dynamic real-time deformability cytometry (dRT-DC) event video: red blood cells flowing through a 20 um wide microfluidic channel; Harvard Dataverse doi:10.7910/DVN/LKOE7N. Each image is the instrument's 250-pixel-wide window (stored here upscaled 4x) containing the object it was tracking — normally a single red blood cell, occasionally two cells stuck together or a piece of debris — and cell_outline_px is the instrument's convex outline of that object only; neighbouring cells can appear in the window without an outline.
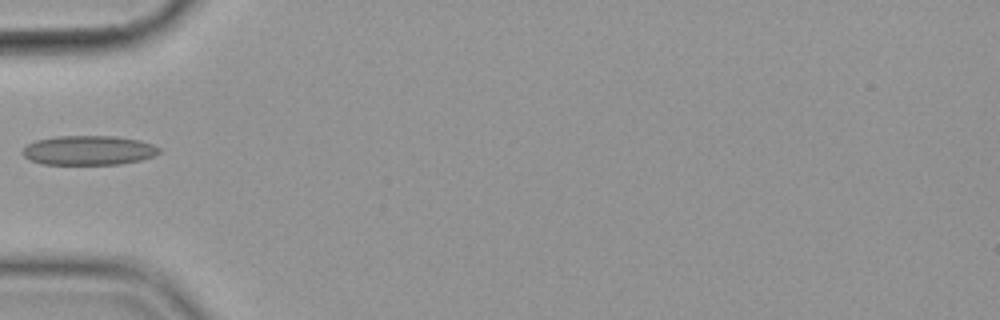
{"species": "common noctule bat (a hibernating species)", "species_latin": "Nyctalus noctula", "temperature_condition": "cold", "stored_images_in_passage": 3, "camera_frame_rate_fps": 3000, "um_per_image_px": 0.085, "animal": {"sex": "female", "body_mass_g": 19.9}, "frame": {"image": 1, "passage_image": 2, "time_ms": 1.333, "image_size_px": [1000, 320], "cell_outline_px": [[160, 152], [152, 156], [140, 160], [120, 164], [40, 164], [28, 160], [20, 152], [28, 144], [36, 140], [56, 136], [116, 136], [140, 140], [152, 144], [160, 148]], "centroid_in_image_um": [7.5, 12.77], "position_along_channel_um": 77.5, "area_um2": 23.52}}
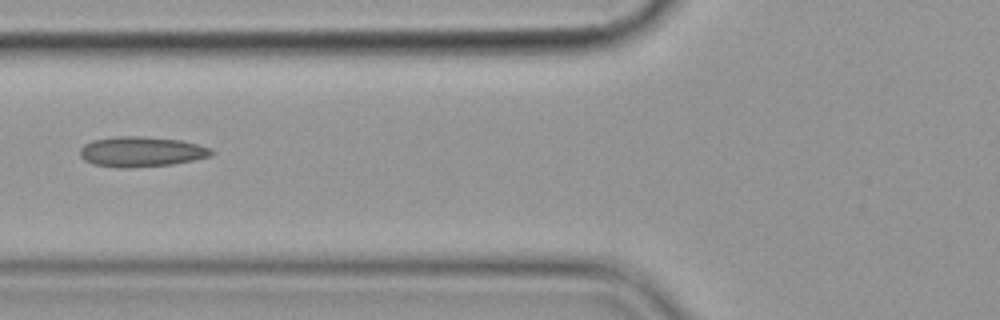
{"frame": {"image": 2, "passage_image": 3, "time_ms": 2.333, "image_size_px": [1000, 320], "cell_outline_px": [[216, 152], [212, 156], [196, 160], [172, 164], [132, 168], [120, 168], [92, 164], [84, 160], [80, 156], [80, 148], [84, 144], [92, 140], [116, 136], [144, 136], [180, 140], [212, 148]], "centroid_in_image_um": [12.03, 12.9], "position_along_channel_um": 113.8, "area_um2": 23.47}}